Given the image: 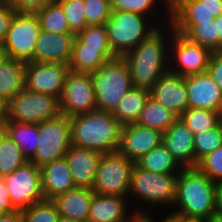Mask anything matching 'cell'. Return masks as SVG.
<instances>
[{"instance_id": "6da1fadb", "label": "cell", "mask_w": 222, "mask_h": 222, "mask_svg": "<svg viewBox=\"0 0 222 222\" xmlns=\"http://www.w3.org/2000/svg\"><path fill=\"white\" fill-rule=\"evenodd\" d=\"M167 21L170 33L166 34V30L163 29L164 33L160 28L164 23L122 56L128 65L131 83L135 88L150 91L160 76L169 70L168 47L174 28L168 19Z\"/></svg>"}, {"instance_id": "7a4b0ae2", "label": "cell", "mask_w": 222, "mask_h": 222, "mask_svg": "<svg viewBox=\"0 0 222 222\" xmlns=\"http://www.w3.org/2000/svg\"><path fill=\"white\" fill-rule=\"evenodd\" d=\"M211 180L198 167L182 168L176 181V196L170 214L187 218L210 219L215 210V188Z\"/></svg>"}, {"instance_id": "3957f363", "label": "cell", "mask_w": 222, "mask_h": 222, "mask_svg": "<svg viewBox=\"0 0 222 222\" xmlns=\"http://www.w3.org/2000/svg\"><path fill=\"white\" fill-rule=\"evenodd\" d=\"M69 119L73 145L104 154L118 151L122 125L112 112L96 109Z\"/></svg>"}, {"instance_id": "277c9868", "label": "cell", "mask_w": 222, "mask_h": 222, "mask_svg": "<svg viewBox=\"0 0 222 222\" xmlns=\"http://www.w3.org/2000/svg\"><path fill=\"white\" fill-rule=\"evenodd\" d=\"M141 14L112 10L105 23L108 42L112 52L122 57L134 49L160 25Z\"/></svg>"}, {"instance_id": "5b68a950", "label": "cell", "mask_w": 222, "mask_h": 222, "mask_svg": "<svg viewBox=\"0 0 222 222\" xmlns=\"http://www.w3.org/2000/svg\"><path fill=\"white\" fill-rule=\"evenodd\" d=\"M91 77L98 110L113 112L121 98L133 87L128 65L122 57L106 61Z\"/></svg>"}, {"instance_id": "8992f818", "label": "cell", "mask_w": 222, "mask_h": 222, "mask_svg": "<svg viewBox=\"0 0 222 222\" xmlns=\"http://www.w3.org/2000/svg\"><path fill=\"white\" fill-rule=\"evenodd\" d=\"M177 177L178 174L153 173L135 164L131 172L128 197L134 195L133 198L140 199L146 205L173 207Z\"/></svg>"}, {"instance_id": "52a82bcc", "label": "cell", "mask_w": 222, "mask_h": 222, "mask_svg": "<svg viewBox=\"0 0 222 222\" xmlns=\"http://www.w3.org/2000/svg\"><path fill=\"white\" fill-rule=\"evenodd\" d=\"M61 114L60 99L55 95L20 90L6 104V120L41 123Z\"/></svg>"}, {"instance_id": "ba28073f", "label": "cell", "mask_w": 222, "mask_h": 222, "mask_svg": "<svg viewBox=\"0 0 222 222\" xmlns=\"http://www.w3.org/2000/svg\"><path fill=\"white\" fill-rule=\"evenodd\" d=\"M72 144L70 119L60 114L56 118L39 123V141L30 162L38 168L64 157Z\"/></svg>"}, {"instance_id": "9c48e42d", "label": "cell", "mask_w": 222, "mask_h": 222, "mask_svg": "<svg viewBox=\"0 0 222 222\" xmlns=\"http://www.w3.org/2000/svg\"><path fill=\"white\" fill-rule=\"evenodd\" d=\"M41 32L38 18L35 13L16 12L1 44L3 56L33 62L37 38Z\"/></svg>"}, {"instance_id": "30bf717a", "label": "cell", "mask_w": 222, "mask_h": 222, "mask_svg": "<svg viewBox=\"0 0 222 222\" xmlns=\"http://www.w3.org/2000/svg\"><path fill=\"white\" fill-rule=\"evenodd\" d=\"M134 165L119 151L104 154L92 190L100 195L128 197Z\"/></svg>"}, {"instance_id": "8fae6325", "label": "cell", "mask_w": 222, "mask_h": 222, "mask_svg": "<svg viewBox=\"0 0 222 222\" xmlns=\"http://www.w3.org/2000/svg\"><path fill=\"white\" fill-rule=\"evenodd\" d=\"M212 53L173 31L169 44V71L183 77L207 72Z\"/></svg>"}, {"instance_id": "7c38bea8", "label": "cell", "mask_w": 222, "mask_h": 222, "mask_svg": "<svg viewBox=\"0 0 222 222\" xmlns=\"http://www.w3.org/2000/svg\"><path fill=\"white\" fill-rule=\"evenodd\" d=\"M15 210L23 211L45 200L41 188V171L28 161L3 178Z\"/></svg>"}, {"instance_id": "4fadbf2b", "label": "cell", "mask_w": 222, "mask_h": 222, "mask_svg": "<svg viewBox=\"0 0 222 222\" xmlns=\"http://www.w3.org/2000/svg\"><path fill=\"white\" fill-rule=\"evenodd\" d=\"M97 109L91 74L70 71L60 96L61 114L72 117Z\"/></svg>"}, {"instance_id": "5bb4252c", "label": "cell", "mask_w": 222, "mask_h": 222, "mask_svg": "<svg viewBox=\"0 0 222 222\" xmlns=\"http://www.w3.org/2000/svg\"><path fill=\"white\" fill-rule=\"evenodd\" d=\"M68 72V64L27 62L24 87L32 92L55 95L60 99Z\"/></svg>"}, {"instance_id": "9a60e30c", "label": "cell", "mask_w": 222, "mask_h": 222, "mask_svg": "<svg viewBox=\"0 0 222 222\" xmlns=\"http://www.w3.org/2000/svg\"><path fill=\"white\" fill-rule=\"evenodd\" d=\"M163 142V133L138 123L121 128L118 151L134 163Z\"/></svg>"}, {"instance_id": "2e32d148", "label": "cell", "mask_w": 222, "mask_h": 222, "mask_svg": "<svg viewBox=\"0 0 222 222\" xmlns=\"http://www.w3.org/2000/svg\"><path fill=\"white\" fill-rule=\"evenodd\" d=\"M222 15V0H170L171 24H201Z\"/></svg>"}, {"instance_id": "e0dca14e", "label": "cell", "mask_w": 222, "mask_h": 222, "mask_svg": "<svg viewBox=\"0 0 222 222\" xmlns=\"http://www.w3.org/2000/svg\"><path fill=\"white\" fill-rule=\"evenodd\" d=\"M184 81L188 108L221 111L222 91L207 72L186 76Z\"/></svg>"}, {"instance_id": "ac0fdd59", "label": "cell", "mask_w": 222, "mask_h": 222, "mask_svg": "<svg viewBox=\"0 0 222 222\" xmlns=\"http://www.w3.org/2000/svg\"><path fill=\"white\" fill-rule=\"evenodd\" d=\"M103 156L104 153L70 145L64 157L75 187L92 189Z\"/></svg>"}, {"instance_id": "d6986e66", "label": "cell", "mask_w": 222, "mask_h": 222, "mask_svg": "<svg viewBox=\"0 0 222 222\" xmlns=\"http://www.w3.org/2000/svg\"><path fill=\"white\" fill-rule=\"evenodd\" d=\"M150 96L178 117L188 109L184 77L169 70L154 84Z\"/></svg>"}, {"instance_id": "ffe728a7", "label": "cell", "mask_w": 222, "mask_h": 222, "mask_svg": "<svg viewBox=\"0 0 222 222\" xmlns=\"http://www.w3.org/2000/svg\"><path fill=\"white\" fill-rule=\"evenodd\" d=\"M74 39V34H56L41 30L36 41L33 62L69 64Z\"/></svg>"}, {"instance_id": "44dd1931", "label": "cell", "mask_w": 222, "mask_h": 222, "mask_svg": "<svg viewBox=\"0 0 222 222\" xmlns=\"http://www.w3.org/2000/svg\"><path fill=\"white\" fill-rule=\"evenodd\" d=\"M129 200L128 197L94 194L89 206L88 222H121L130 218L135 211L142 215L152 212L151 208L145 212L141 210L142 207H137L138 210H130L131 213H128Z\"/></svg>"}, {"instance_id": "7402d4cb", "label": "cell", "mask_w": 222, "mask_h": 222, "mask_svg": "<svg viewBox=\"0 0 222 222\" xmlns=\"http://www.w3.org/2000/svg\"><path fill=\"white\" fill-rule=\"evenodd\" d=\"M163 143L182 168L195 167L194 134L180 118L163 133Z\"/></svg>"}, {"instance_id": "603a6c76", "label": "cell", "mask_w": 222, "mask_h": 222, "mask_svg": "<svg viewBox=\"0 0 222 222\" xmlns=\"http://www.w3.org/2000/svg\"><path fill=\"white\" fill-rule=\"evenodd\" d=\"M95 192L89 188L75 187L54 197L60 216L88 222L89 206Z\"/></svg>"}, {"instance_id": "cb8c5ba5", "label": "cell", "mask_w": 222, "mask_h": 222, "mask_svg": "<svg viewBox=\"0 0 222 222\" xmlns=\"http://www.w3.org/2000/svg\"><path fill=\"white\" fill-rule=\"evenodd\" d=\"M40 171L41 188L45 200H51L58 194L75 188L65 157L40 167Z\"/></svg>"}, {"instance_id": "d4e9b609", "label": "cell", "mask_w": 222, "mask_h": 222, "mask_svg": "<svg viewBox=\"0 0 222 222\" xmlns=\"http://www.w3.org/2000/svg\"><path fill=\"white\" fill-rule=\"evenodd\" d=\"M26 62L6 56L0 58V98L6 103L25 86Z\"/></svg>"}, {"instance_id": "484cf974", "label": "cell", "mask_w": 222, "mask_h": 222, "mask_svg": "<svg viewBox=\"0 0 222 222\" xmlns=\"http://www.w3.org/2000/svg\"><path fill=\"white\" fill-rule=\"evenodd\" d=\"M3 129L20 148L22 155L30 161L34 155L39 141V124L26 122H3Z\"/></svg>"}, {"instance_id": "4316f807", "label": "cell", "mask_w": 222, "mask_h": 222, "mask_svg": "<svg viewBox=\"0 0 222 222\" xmlns=\"http://www.w3.org/2000/svg\"><path fill=\"white\" fill-rule=\"evenodd\" d=\"M150 91L132 87L119 101L112 115L124 126L137 123Z\"/></svg>"}, {"instance_id": "83f0119b", "label": "cell", "mask_w": 222, "mask_h": 222, "mask_svg": "<svg viewBox=\"0 0 222 222\" xmlns=\"http://www.w3.org/2000/svg\"><path fill=\"white\" fill-rule=\"evenodd\" d=\"M135 164L141 169L159 174H179L182 169L163 142Z\"/></svg>"}, {"instance_id": "f1b7e54d", "label": "cell", "mask_w": 222, "mask_h": 222, "mask_svg": "<svg viewBox=\"0 0 222 222\" xmlns=\"http://www.w3.org/2000/svg\"><path fill=\"white\" fill-rule=\"evenodd\" d=\"M174 31L189 41L218 52V33L213 21L201 24H172Z\"/></svg>"}, {"instance_id": "f546056e", "label": "cell", "mask_w": 222, "mask_h": 222, "mask_svg": "<svg viewBox=\"0 0 222 222\" xmlns=\"http://www.w3.org/2000/svg\"><path fill=\"white\" fill-rule=\"evenodd\" d=\"M178 118L175 113L149 96L137 123L164 133Z\"/></svg>"}, {"instance_id": "4dcf8cb0", "label": "cell", "mask_w": 222, "mask_h": 222, "mask_svg": "<svg viewBox=\"0 0 222 222\" xmlns=\"http://www.w3.org/2000/svg\"><path fill=\"white\" fill-rule=\"evenodd\" d=\"M35 14L42 31L56 34H73L69 30L68 20L63 8L57 0H49L45 6Z\"/></svg>"}, {"instance_id": "1f68e13d", "label": "cell", "mask_w": 222, "mask_h": 222, "mask_svg": "<svg viewBox=\"0 0 222 222\" xmlns=\"http://www.w3.org/2000/svg\"><path fill=\"white\" fill-rule=\"evenodd\" d=\"M117 57L113 52H97L90 49H73L68 64L69 70L78 73L92 74L106 61Z\"/></svg>"}, {"instance_id": "d6a6232c", "label": "cell", "mask_w": 222, "mask_h": 222, "mask_svg": "<svg viewBox=\"0 0 222 222\" xmlns=\"http://www.w3.org/2000/svg\"><path fill=\"white\" fill-rule=\"evenodd\" d=\"M73 49H90L97 52H112L105 25H88L75 35Z\"/></svg>"}, {"instance_id": "836d02e7", "label": "cell", "mask_w": 222, "mask_h": 222, "mask_svg": "<svg viewBox=\"0 0 222 222\" xmlns=\"http://www.w3.org/2000/svg\"><path fill=\"white\" fill-rule=\"evenodd\" d=\"M26 162L28 161L22 155L20 148L3 131L0 134V178L10 175Z\"/></svg>"}, {"instance_id": "e575fe53", "label": "cell", "mask_w": 222, "mask_h": 222, "mask_svg": "<svg viewBox=\"0 0 222 222\" xmlns=\"http://www.w3.org/2000/svg\"><path fill=\"white\" fill-rule=\"evenodd\" d=\"M179 118L194 135L214 129L220 124V112L208 109L188 108Z\"/></svg>"}, {"instance_id": "d590c367", "label": "cell", "mask_w": 222, "mask_h": 222, "mask_svg": "<svg viewBox=\"0 0 222 222\" xmlns=\"http://www.w3.org/2000/svg\"><path fill=\"white\" fill-rule=\"evenodd\" d=\"M160 1L161 0H111V8L112 10L141 14L157 22V17L154 18L152 15L156 14L155 8L157 4H160ZM161 2L164 5L165 12H167L165 16H168L167 18L170 19V0H162Z\"/></svg>"}, {"instance_id": "8d00e7d4", "label": "cell", "mask_w": 222, "mask_h": 222, "mask_svg": "<svg viewBox=\"0 0 222 222\" xmlns=\"http://www.w3.org/2000/svg\"><path fill=\"white\" fill-rule=\"evenodd\" d=\"M222 146V124L194 135L195 167L207 154Z\"/></svg>"}, {"instance_id": "74e56055", "label": "cell", "mask_w": 222, "mask_h": 222, "mask_svg": "<svg viewBox=\"0 0 222 222\" xmlns=\"http://www.w3.org/2000/svg\"><path fill=\"white\" fill-rule=\"evenodd\" d=\"M66 15L71 33L76 35L88 25L84 15V0H57Z\"/></svg>"}, {"instance_id": "f35d334b", "label": "cell", "mask_w": 222, "mask_h": 222, "mask_svg": "<svg viewBox=\"0 0 222 222\" xmlns=\"http://www.w3.org/2000/svg\"><path fill=\"white\" fill-rule=\"evenodd\" d=\"M25 222H58L59 213L52 200H43L32 204L22 211Z\"/></svg>"}, {"instance_id": "ab89813d", "label": "cell", "mask_w": 222, "mask_h": 222, "mask_svg": "<svg viewBox=\"0 0 222 222\" xmlns=\"http://www.w3.org/2000/svg\"><path fill=\"white\" fill-rule=\"evenodd\" d=\"M111 11V0H84V15L87 25H105Z\"/></svg>"}, {"instance_id": "60d3db41", "label": "cell", "mask_w": 222, "mask_h": 222, "mask_svg": "<svg viewBox=\"0 0 222 222\" xmlns=\"http://www.w3.org/2000/svg\"><path fill=\"white\" fill-rule=\"evenodd\" d=\"M197 167L215 182H222V146L207 154Z\"/></svg>"}, {"instance_id": "b9f144b4", "label": "cell", "mask_w": 222, "mask_h": 222, "mask_svg": "<svg viewBox=\"0 0 222 222\" xmlns=\"http://www.w3.org/2000/svg\"><path fill=\"white\" fill-rule=\"evenodd\" d=\"M16 12L20 13H37L49 0H4Z\"/></svg>"}, {"instance_id": "7bdbcfd3", "label": "cell", "mask_w": 222, "mask_h": 222, "mask_svg": "<svg viewBox=\"0 0 222 222\" xmlns=\"http://www.w3.org/2000/svg\"><path fill=\"white\" fill-rule=\"evenodd\" d=\"M16 11L4 0L0 1V44L6 38Z\"/></svg>"}, {"instance_id": "ee69618b", "label": "cell", "mask_w": 222, "mask_h": 222, "mask_svg": "<svg viewBox=\"0 0 222 222\" xmlns=\"http://www.w3.org/2000/svg\"><path fill=\"white\" fill-rule=\"evenodd\" d=\"M207 73L222 91V51L213 52L211 54Z\"/></svg>"}, {"instance_id": "f6af8a7d", "label": "cell", "mask_w": 222, "mask_h": 222, "mask_svg": "<svg viewBox=\"0 0 222 222\" xmlns=\"http://www.w3.org/2000/svg\"><path fill=\"white\" fill-rule=\"evenodd\" d=\"M0 207L7 213L15 211L3 178H0Z\"/></svg>"}, {"instance_id": "bcb514c9", "label": "cell", "mask_w": 222, "mask_h": 222, "mask_svg": "<svg viewBox=\"0 0 222 222\" xmlns=\"http://www.w3.org/2000/svg\"><path fill=\"white\" fill-rule=\"evenodd\" d=\"M214 215L222 217V182H217V185L215 188Z\"/></svg>"}, {"instance_id": "7dc6e473", "label": "cell", "mask_w": 222, "mask_h": 222, "mask_svg": "<svg viewBox=\"0 0 222 222\" xmlns=\"http://www.w3.org/2000/svg\"><path fill=\"white\" fill-rule=\"evenodd\" d=\"M0 222H25L22 211L15 210L0 217Z\"/></svg>"}, {"instance_id": "c3c4849f", "label": "cell", "mask_w": 222, "mask_h": 222, "mask_svg": "<svg viewBox=\"0 0 222 222\" xmlns=\"http://www.w3.org/2000/svg\"><path fill=\"white\" fill-rule=\"evenodd\" d=\"M218 33V51H222V15L214 19Z\"/></svg>"}, {"instance_id": "681fc988", "label": "cell", "mask_w": 222, "mask_h": 222, "mask_svg": "<svg viewBox=\"0 0 222 222\" xmlns=\"http://www.w3.org/2000/svg\"><path fill=\"white\" fill-rule=\"evenodd\" d=\"M175 222H209V219L205 218H187L175 215Z\"/></svg>"}, {"instance_id": "f907efd6", "label": "cell", "mask_w": 222, "mask_h": 222, "mask_svg": "<svg viewBox=\"0 0 222 222\" xmlns=\"http://www.w3.org/2000/svg\"><path fill=\"white\" fill-rule=\"evenodd\" d=\"M6 102L0 98V125H3L6 119Z\"/></svg>"}, {"instance_id": "816d5d0a", "label": "cell", "mask_w": 222, "mask_h": 222, "mask_svg": "<svg viewBox=\"0 0 222 222\" xmlns=\"http://www.w3.org/2000/svg\"><path fill=\"white\" fill-rule=\"evenodd\" d=\"M143 215L136 212L128 219L121 221V222H137Z\"/></svg>"}, {"instance_id": "f5cc1de1", "label": "cell", "mask_w": 222, "mask_h": 222, "mask_svg": "<svg viewBox=\"0 0 222 222\" xmlns=\"http://www.w3.org/2000/svg\"><path fill=\"white\" fill-rule=\"evenodd\" d=\"M152 222H154L153 217H152ZM161 222H175V215L168 214Z\"/></svg>"}, {"instance_id": "db71d44e", "label": "cell", "mask_w": 222, "mask_h": 222, "mask_svg": "<svg viewBox=\"0 0 222 222\" xmlns=\"http://www.w3.org/2000/svg\"><path fill=\"white\" fill-rule=\"evenodd\" d=\"M58 222H82V221H78V220H74L72 218L60 216Z\"/></svg>"}, {"instance_id": "11a10c76", "label": "cell", "mask_w": 222, "mask_h": 222, "mask_svg": "<svg viewBox=\"0 0 222 222\" xmlns=\"http://www.w3.org/2000/svg\"><path fill=\"white\" fill-rule=\"evenodd\" d=\"M137 222H152V218L149 214L143 215Z\"/></svg>"}, {"instance_id": "9f6ffc18", "label": "cell", "mask_w": 222, "mask_h": 222, "mask_svg": "<svg viewBox=\"0 0 222 222\" xmlns=\"http://www.w3.org/2000/svg\"><path fill=\"white\" fill-rule=\"evenodd\" d=\"M209 222H222V217L213 215L210 219Z\"/></svg>"}, {"instance_id": "6f0895ef", "label": "cell", "mask_w": 222, "mask_h": 222, "mask_svg": "<svg viewBox=\"0 0 222 222\" xmlns=\"http://www.w3.org/2000/svg\"><path fill=\"white\" fill-rule=\"evenodd\" d=\"M7 212L0 207V217L4 216Z\"/></svg>"}, {"instance_id": "680465c9", "label": "cell", "mask_w": 222, "mask_h": 222, "mask_svg": "<svg viewBox=\"0 0 222 222\" xmlns=\"http://www.w3.org/2000/svg\"><path fill=\"white\" fill-rule=\"evenodd\" d=\"M3 56V52H2V48H1V44H0V58Z\"/></svg>"}, {"instance_id": "91938a15", "label": "cell", "mask_w": 222, "mask_h": 222, "mask_svg": "<svg viewBox=\"0 0 222 222\" xmlns=\"http://www.w3.org/2000/svg\"><path fill=\"white\" fill-rule=\"evenodd\" d=\"M220 123L222 124V109L220 111Z\"/></svg>"}, {"instance_id": "94428289", "label": "cell", "mask_w": 222, "mask_h": 222, "mask_svg": "<svg viewBox=\"0 0 222 222\" xmlns=\"http://www.w3.org/2000/svg\"><path fill=\"white\" fill-rule=\"evenodd\" d=\"M4 131L3 126L0 125V134Z\"/></svg>"}]
</instances>
